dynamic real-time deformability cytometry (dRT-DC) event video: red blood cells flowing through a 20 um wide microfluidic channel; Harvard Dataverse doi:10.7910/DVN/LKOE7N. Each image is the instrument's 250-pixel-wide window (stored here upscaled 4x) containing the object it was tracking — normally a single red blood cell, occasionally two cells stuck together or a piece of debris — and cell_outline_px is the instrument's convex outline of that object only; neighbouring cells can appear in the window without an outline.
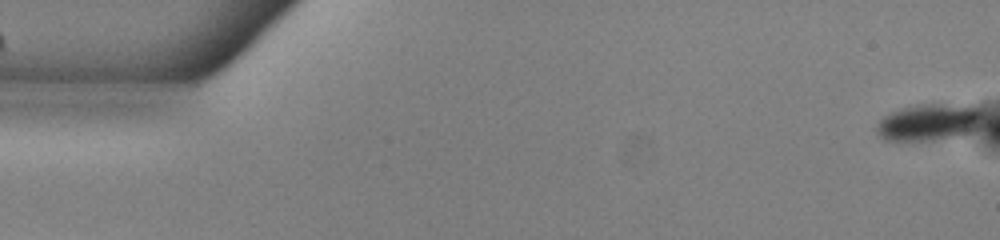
{"species": "common noctule bat (a hibernating species)", "species_latin": "Nyctalus noctula", "temperature_condition": "warm", "stored_images_in_passage": 48, "camera_frame_rate_fps": 3000, "um_per_image_px": 0.085, "animal": {"sex": "male", "body_mass_g": 13.0, "forearm_length_mm": 53.1}, "frame": {"image": 1, "passage_image": 1, "time_ms": 0.0, "image_size_px": [1000, 240], "cell_outline_px": [[980, 116], [976, 128], [960, 136], [932, 140], [884, 140], [876, 132], [876, 128], [880, 120], [884, 116], [892, 112], [916, 104], [968, 104], [976, 108], [980, 112]], "centroid_in_image_um": [78.93, 10.39], "position_along_channel_um": 6.1, "area_um2": 22.43}}
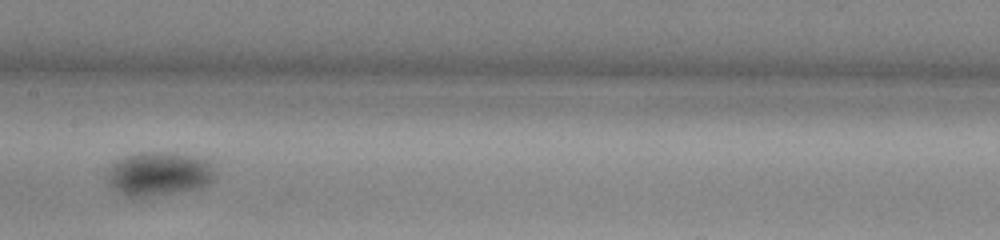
{"frame": {"image": 2, "passage_image": 27, "time_ms": 8.667, "image_size_px": [1000, 240], "cell_outline_px": [[216, 176], [208, 184], [200, 188], [132, 200], [124, 196], [112, 188], [108, 184], [108, 172], [112, 164], [116, 160], [124, 156], [136, 152], [176, 152], [196, 156], [208, 160], [216, 172]], "centroid_in_image_um": [13.49, 14.79], "position_along_channel_um": 193.9, "area_um2": 28.44}}
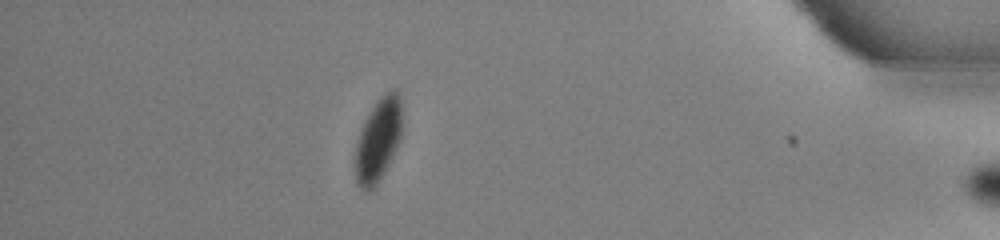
{"frame": {"image": 3, "passage_image": 47, "time_ms": 15.333, "image_size_px": [1000, 240], "cell_outline_px": [[400, 140], [384, 172], [376, 184], [368, 192], [360, 188], [356, 184], [356, 144], [364, 120], [376, 100], [384, 92], [392, 88], [396, 88], [400, 92]], "centroid_in_image_um": [32.14, 11.84], "position_along_channel_um": 403.1, "area_um2": 22.48}}